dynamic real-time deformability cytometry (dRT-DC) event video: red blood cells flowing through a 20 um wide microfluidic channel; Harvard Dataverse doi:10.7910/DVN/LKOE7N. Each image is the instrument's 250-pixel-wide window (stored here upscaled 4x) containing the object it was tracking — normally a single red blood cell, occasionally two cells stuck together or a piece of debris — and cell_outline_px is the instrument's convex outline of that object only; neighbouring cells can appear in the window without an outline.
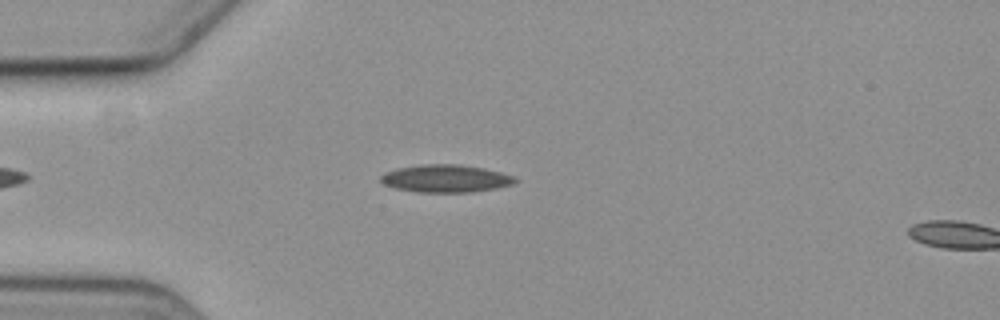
{"species": "common noctule bat (a hibernating species)", "species_latin": "Nyctalus noctula", "temperature_condition": "cold", "stored_images_in_passage": 2, "camera_frame_rate_fps": 3000, "um_per_image_px": 0.085, "animal": {"sex": "female", "body_mass_g": 19.3, "forearm_length_mm": 54.1}, "frame": {"image": 1, "passage_image": 1, "time_ms": 0.0, "image_size_px": [1000, 320], "cell_outline_px": [[520, 180], [512, 184], [496, 188], [468, 192], [416, 192], [396, 188], [384, 184], [380, 180], [380, 176], [384, 172], [396, 168], [420, 164], [460, 164], [484, 168], [516, 176]], "centroid_in_image_um": [37.89, 15.16], "position_along_channel_um": 47.1, "area_um2": 21.79}}